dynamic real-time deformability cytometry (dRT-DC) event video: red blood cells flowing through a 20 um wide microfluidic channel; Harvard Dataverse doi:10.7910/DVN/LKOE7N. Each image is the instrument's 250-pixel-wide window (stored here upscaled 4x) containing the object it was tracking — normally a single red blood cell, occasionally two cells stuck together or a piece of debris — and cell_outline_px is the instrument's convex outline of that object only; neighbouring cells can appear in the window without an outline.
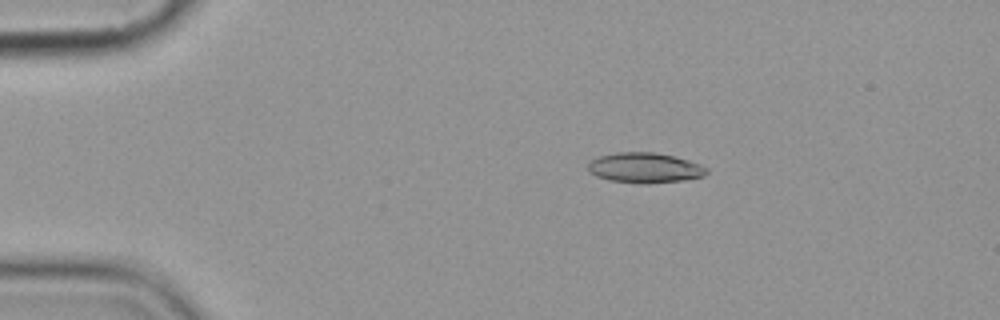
{"species": "common noctule bat (a hibernating species)", "species_latin": "Nyctalus noctula", "temperature_condition": "cold", "stored_images_in_passage": 6, "camera_frame_rate_fps": 3000, "um_per_image_px": 0.085, "animal": {"sex": "female", "body_mass_g": 19.9}, "frame": {"image": 1, "passage_image": 2, "time_ms": 1.0, "image_size_px": [1000, 320], "cell_outline_px": [[708, 172], [704, 176], [680, 180], [648, 184], [640, 184], [608, 180], [596, 176], [588, 172], [588, 164], [592, 160], [600, 156], [616, 152], [656, 152], [676, 156], [700, 164], [708, 168]], "centroid_in_image_um": [54.8, 14.26], "position_along_channel_um": 30.2, "area_um2": 21.04}}
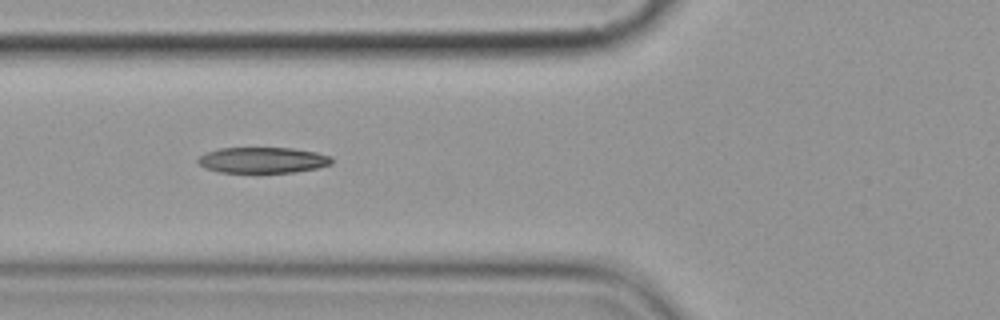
{"frame": {"image": 2, "passage_image": 5, "time_ms": 4.667, "image_size_px": [1000, 320], "cell_outline_px": [[332, 164], [316, 168], [296, 172], [220, 172], [204, 168], [196, 160], [200, 156], [208, 152], [220, 148], [292, 148], [316, 152], [332, 156]], "centroid_in_image_um": [22.35, 13.61], "position_along_channel_um": 103.4, "area_um2": 20.06}}
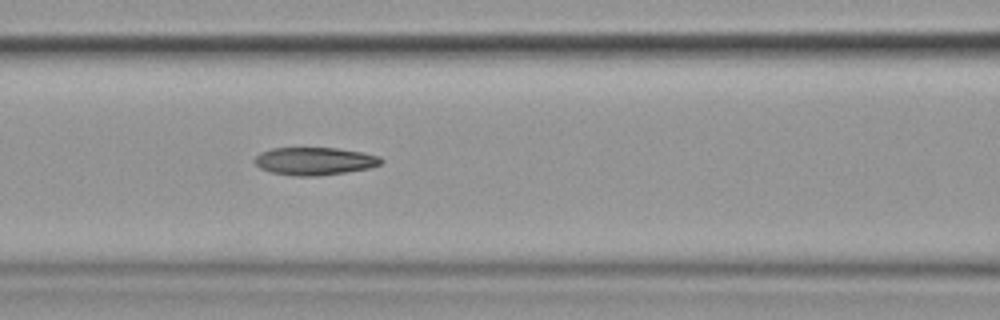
{"frame": {"image": 3, "passage_image": 6, "time_ms": 5.667, "image_size_px": [1000, 320], "cell_outline_px": [[384, 160], [380, 164], [368, 168], [344, 172], [316, 176], [292, 176], [272, 172], [260, 168], [252, 160], [260, 152], [272, 148], [336, 148], [364, 152], [380, 156]], "centroid_in_image_um": [26.72, 13.69], "position_along_channel_um": 139.9, "area_um2": 20.46}}